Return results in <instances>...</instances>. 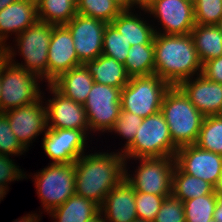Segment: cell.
Here are the masks:
<instances>
[{
    "label": "cell",
    "instance_id": "8d00e7d4",
    "mask_svg": "<svg viewBox=\"0 0 222 222\" xmlns=\"http://www.w3.org/2000/svg\"><path fill=\"white\" fill-rule=\"evenodd\" d=\"M153 222H186L183 202L172 194L167 196Z\"/></svg>",
    "mask_w": 222,
    "mask_h": 222
},
{
    "label": "cell",
    "instance_id": "2e32d148",
    "mask_svg": "<svg viewBox=\"0 0 222 222\" xmlns=\"http://www.w3.org/2000/svg\"><path fill=\"white\" fill-rule=\"evenodd\" d=\"M50 91L54 94L46 107L47 126L50 129H76L85 134L89 131L84 105L77 103L58 92L51 84ZM49 121L51 124L49 125Z\"/></svg>",
    "mask_w": 222,
    "mask_h": 222
},
{
    "label": "cell",
    "instance_id": "4fadbf2b",
    "mask_svg": "<svg viewBox=\"0 0 222 222\" xmlns=\"http://www.w3.org/2000/svg\"><path fill=\"white\" fill-rule=\"evenodd\" d=\"M147 12L160 19L164 32L159 34L186 35L196 25L191 0H154Z\"/></svg>",
    "mask_w": 222,
    "mask_h": 222
},
{
    "label": "cell",
    "instance_id": "f907efd6",
    "mask_svg": "<svg viewBox=\"0 0 222 222\" xmlns=\"http://www.w3.org/2000/svg\"><path fill=\"white\" fill-rule=\"evenodd\" d=\"M132 222H149V221H145V220H141V219H136V220H133Z\"/></svg>",
    "mask_w": 222,
    "mask_h": 222
},
{
    "label": "cell",
    "instance_id": "681fc988",
    "mask_svg": "<svg viewBox=\"0 0 222 222\" xmlns=\"http://www.w3.org/2000/svg\"><path fill=\"white\" fill-rule=\"evenodd\" d=\"M217 26L219 27L220 31L222 32V17L220 18V21L218 22Z\"/></svg>",
    "mask_w": 222,
    "mask_h": 222
},
{
    "label": "cell",
    "instance_id": "ba28073f",
    "mask_svg": "<svg viewBox=\"0 0 222 222\" xmlns=\"http://www.w3.org/2000/svg\"><path fill=\"white\" fill-rule=\"evenodd\" d=\"M35 175L37 193L48 213L75 195L74 163H51Z\"/></svg>",
    "mask_w": 222,
    "mask_h": 222
},
{
    "label": "cell",
    "instance_id": "603a6c76",
    "mask_svg": "<svg viewBox=\"0 0 222 222\" xmlns=\"http://www.w3.org/2000/svg\"><path fill=\"white\" fill-rule=\"evenodd\" d=\"M129 10H123L111 23L124 36L131 46L153 44L155 29Z\"/></svg>",
    "mask_w": 222,
    "mask_h": 222
},
{
    "label": "cell",
    "instance_id": "44dd1931",
    "mask_svg": "<svg viewBox=\"0 0 222 222\" xmlns=\"http://www.w3.org/2000/svg\"><path fill=\"white\" fill-rule=\"evenodd\" d=\"M93 83L91 74L82 64L62 73L50 84L65 97L84 104Z\"/></svg>",
    "mask_w": 222,
    "mask_h": 222
},
{
    "label": "cell",
    "instance_id": "9a60e30c",
    "mask_svg": "<svg viewBox=\"0 0 222 222\" xmlns=\"http://www.w3.org/2000/svg\"><path fill=\"white\" fill-rule=\"evenodd\" d=\"M85 135L82 130L47 128L43 149L52 163H74L84 153Z\"/></svg>",
    "mask_w": 222,
    "mask_h": 222
},
{
    "label": "cell",
    "instance_id": "7dc6e473",
    "mask_svg": "<svg viewBox=\"0 0 222 222\" xmlns=\"http://www.w3.org/2000/svg\"><path fill=\"white\" fill-rule=\"evenodd\" d=\"M6 51L4 47H0V66L3 63V61L6 59Z\"/></svg>",
    "mask_w": 222,
    "mask_h": 222
},
{
    "label": "cell",
    "instance_id": "ee69618b",
    "mask_svg": "<svg viewBox=\"0 0 222 222\" xmlns=\"http://www.w3.org/2000/svg\"><path fill=\"white\" fill-rule=\"evenodd\" d=\"M103 213L101 211H99L95 216H93L91 219L87 220L86 222H107L105 219V216L102 215Z\"/></svg>",
    "mask_w": 222,
    "mask_h": 222
},
{
    "label": "cell",
    "instance_id": "277c9868",
    "mask_svg": "<svg viewBox=\"0 0 222 222\" xmlns=\"http://www.w3.org/2000/svg\"><path fill=\"white\" fill-rule=\"evenodd\" d=\"M133 143L122 150L127 158L175 157L178 147L173 143L168 124L161 111L143 119Z\"/></svg>",
    "mask_w": 222,
    "mask_h": 222
},
{
    "label": "cell",
    "instance_id": "7a4b0ae2",
    "mask_svg": "<svg viewBox=\"0 0 222 222\" xmlns=\"http://www.w3.org/2000/svg\"><path fill=\"white\" fill-rule=\"evenodd\" d=\"M154 37V74L178 86L182 81L201 74L200 62L191 34H159Z\"/></svg>",
    "mask_w": 222,
    "mask_h": 222
},
{
    "label": "cell",
    "instance_id": "d590c367",
    "mask_svg": "<svg viewBox=\"0 0 222 222\" xmlns=\"http://www.w3.org/2000/svg\"><path fill=\"white\" fill-rule=\"evenodd\" d=\"M26 149L17 140L16 135L10 129L9 120L4 113H0V154L20 155Z\"/></svg>",
    "mask_w": 222,
    "mask_h": 222
},
{
    "label": "cell",
    "instance_id": "60d3db41",
    "mask_svg": "<svg viewBox=\"0 0 222 222\" xmlns=\"http://www.w3.org/2000/svg\"><path fill=\"white\" fill-rule=\"evenodd\" d=\"M213 220L222 222V198H217V204L213 213Z\"/></svg>",
    "mask_w": 222,
    "mask_h": 222
},
{
    "label": "cell",
    "instance_id": "8992f818",
    "mask_svg": "<svg viewBox=\"0 0 222 222\" xmlns=\"http://www.w3.org/2000/svg\"><path fill=\"white\" fill-rule=\"evenodd\" d=\"M170 87L168 82L155 74L130 77L121 89V110L143 119L156 114L161 111L164 95Z\"/></svg>",
    "mask_w": 222,
    "mask_h": 222
},
{
    "label": "cell",
    "instance_id": "bcb514c9",
    "mask_svg": "<svg viewBox=\"0 0 222 222\" xmlns=\"http://www.w3.org/2000/svg\"><path fill=\"white\" fill-rule=\"evenodd\" d=\"M18 0H0V11L5 8L6 6L10 5L11 3H14Z\"/></svg>",
    "mask_w": 222,
    "mask_h": 222
},
{
    "label": "cell",
    "instance_id": "836d02e7",
    "mask_svg": "<svg viewBox=\"0 0 222 222\" xmlns=\"http://www.w3.org/2000/svg\"><path fill=\"white\" fill-rule=\"evenodd\" d=\"M167 196L170 195H155L135 191L136 214L138 219L153 222Z\"/></svg>",
    "mask_w": 222,
    "mask_h": 222
},
{
    "label": "cell",
    "instance_id": "7c38bea8",
    "mask_svg": "<svg viewBox=\"0 0 222 222\" xmlns=\"http://www.w3.org/2000/svg\"><path fill=\"white\" fill-rule=\"evenodd\" d=\"M174 158L176 166L183 173L211 185L222 175V155L200 149L195 144L179 147Z\"/></svg>",
    "mask_w": 222,
    "mask_h": 222
},
{
    "label": "cell",
    "instance_id": "ac0fdd59",
    "mask_svg": "<svg viewBox=\"0 0 222 222\" xmlns=\"http://www.w3.org/2000/svg\"><path fill=\"white\" fill-rule=\"evenodd\" d=\"M196 109L206 116L222 115V84L213 82L199 74L178 85Z\"/></svg>",
    "mask_w": 222,
    "mask_h": 222
},
{
    "label": "cell",
    "instance_id": "b9f144b4",
    "mask_svg": "<svg viewBox=\"0 0 222 222\" xmlns=\"http://www.w3.org/2000/svg\"><path fill=\"white\" fill-rule=\"evenodd\" d=\"M212 193L217 198H222V175L212 185Z\"/></svg>",
    "mask_w": 222,
    "mask_h": 222
},
{
    "label": "cell",
    "instance_id": "e0dca14e",
    "mask_svg": "<svg viewBox=\"0 0 222 222\" xmlns=\"http://www.w3.org/2000/svg\"><path fill=\"white\" fill-rule=\"evenodd\" d=\"M80 65L69 29L65 25H54L48 49V84Z\"/></svg>",
    "mask_w": 222,
    "mask_h": 222
},
{
    "label": "cell",
    "instance_id": "7bdbcfd3",
    "mask_svg": "<svg viewBox=\"0 0 222 222\" xmlns=\"http://www.w3.org/2000/svg\"><path fill=\"white\" fill-rule=\"evenodd\" d=\"M28 216H24L23 218H20V220H16L14 222H38L40 218L36 214H27Z\"/></svg>",
    "mask_w": 222,
    "mask_h": 222
},
{
    "label": "cell",
    "instance_id": "8fae6325",
    "mask_svg": "<svg viewBox=\"0 0 222 222\" xmlns=\"http://www.w3.org/2000/svg\"><path fill=\"white\" fill-rule=\"evenodd\" d=\"M65 26L69 29L79 62L84 64L102 55L105 21L76 14Z\"/></svg>",
    "mask_w": 222,
    "mask_h": 222
},
{
    "label": "cell",
    "instance_id": "ffe728a7",
    "mask_svg": "<svg viewBox=\"0 0 222 222\" xmlns=\"http://www.w3.org/2000/svg\"><path fill=\"white\" fill-rule=\"evenodd\" d=\"M37 21L36 0H18L3 8L0 11V47L7 45L8 33L18 35Z\"/></svg>",
    "mask_w": 222,
    "mask_h": 222
},
{
    "label": "cell",
    "instance_id": "5b68a950",
    "mask_svg": "<svg viewBox=\"0 0 222 222\" xmlns=\"http://www.w3.org/2000/svg\"><path fill=\"white\" fill-rule=\"evenodd\" d=\"M53 26V24L38 20L17 35V46H19L18 48L26 64L13 62L14 52L10 46H5L7 59L13 65L34 73L41 81L45 78L48 82V49Z\"/></svg>",
    "mask_w": 222,
    "mask_h": 222
},
{
    "label": "cell",
    "instance_id": "f6af8a7d",
    "mask_svg": "<svg viewBox=\"0 0 222 222\" xmlns=\"http://www.w3.org/2000/svg\"><path fill=\"white\" fill-rule=\"evenodd\" d=\"M116 3L122 10H127V0H112Z\"/></svg>",
    "mask_w": 222,
    "mask_h": 222
},
{
    "label": "cell",
    "instance_id": "6da1fadb",
    "mask_svg": "<svg viewBox=\"0 0 222 222\" xmlns=\"http://www.w3.org/2000/svg\"><path fill=\"white\" fill-rule=\"evenodd\" d=\"M125 159L121 153L82 154L75 162V194L99 207L106 195L125 177Z\"/></svg>",
    "mask_w": 222,
    "mask_h": 222
},
{
    "label": "cell",
    "instance_id": "e575fe53",
    "mask_svg": "<svg viewBox=\"0 0 222 222\" xmlns=\"http://www.w3.org/2000/svg\"><path fill=\"white\" fill-rule=\"evenodd\" d=\"M142 121L143 118L140 116L121 110L119 117L115 120V123L109 132L114 131L119 133V135L127 140L124 147V150H126L133 143L137 133L136 130L142 124Z\"/></svg>",
    "mask_w": 222,
    "mask_h": 222
},
{
    "label": "cell",
    "instance_id": "7402d4cb",
    "mask_svg": "<svg viewBox=\"0 0 222 222\" xmlns=\"http://www.w3.org/2000/svg\"><path fill=\"white\" fill-rule=\"evenodd\" d=\"M95 83L122 89L130 80L126 68L113 57L100 55L83 64Z\"/></svg>",
    "mask_w": 222,
    "mask_h": 222
},
{
    "label": "cell",
    "instance_id": "f35d334b",
    "mask_svg": "<svg viewBox=\"0 0 222 222\" xmlns=\"http://www.w3.org/2000/svg\"><path fill=\"white\" fill-rule=\"evenodd\" d=\"M201 74L210 81L222 84V56L204 62Z\"/></svg>",
    "mask_w": 222,
    "mask_h": 222
},
{
    "label": "cell",
    "instance_id": "d6a6232c",
    "mask_svg": "<svg viewBox=\"0 0 222 222\" xmlns=\"http://www.w3.org/2000/svg\"><path fill=\"white\" fill-rule=\"evenodd\" d=\"M195 23L217 25L222 17V0H193Z\"/></svg>",
    "mask_w": 222,
    "mask_h": 222
},
{
    "label": "cell",
    "instance_id": "9c48e42d",
    "mask_svg": "<svg viewBox=\"0 0 222 222\" xmlns=\"http://www.w3.org/2000/svg\"><path fill=\"white\" fill-rule=\"evenodd\" d=\"M141 162L134 177L125 167V179L135 191L155 195H171L174 157L138 158ZM129 174V175H128Z\"/></svg>",
    "mask_w": 222,
    "mask_h": 222
},
{
    "label": "cell",
    "instance_id": "4316f807",
    "mask_svg": "<svg viewBox=\"0 0 222 222\" xmlns=\"http://www.w3.org/2000/svg\"><path fill=\"white\" fill-rule=\"evenodd\" d=\"M212 193V185L203 179L183 173L175 166L172 175L171 194L179 200L186 201Z\"/></svg>",
    "mask_w": 222,
    "mask_h": 222
},
{
    "label": "cell",
    "instance_id": "4dcf8cb0",
    "mask_svg": "<svg viewBox=\"0 0 222 222\" xmlns=\"http://www.w3.org/2000/svg\"><path fill=\"white\" fill-rule=\"evenodd\" d=\"M216 204L213 193L183 201L186 222H211Z\"/></svg>",
    "mask_w": 222,
    "mask_h": 222
},
{
    "label": "cell",
    "instance_id": "ab89813d",
    "mask_svg": "<svg viewBox=\"0 0 222 222\" xmlns=\"http://www.w3.org/2000/svg\"><path fill=\"white\" fill-rule=\"evenodd\" d=\"M154 0H127V10H131V8L136 5L141 7V10L143 9L144 11H147L153 3Z\"/></svg>",
    "mask_w": 222,
    "mask_h": 222
},
{
    "label": "cell",
    "instance_id": "484cf974",
    "mask_svg": "<svg viewBox=\"0 0 222 222\" xmlns=\"http://www.w3.org/2000/svg\"><path fill=\"white\" fill-rule=\"evenodd\" d=\"M77 0H36L38 20L65 25L77 14Z\"/></svg>",
    "mask_w": 222,
    "mask_h": 222
},
{
    "label": "cell",
    "instance_id": "d4e9b609",
    "mask_svg": "<svg viewBox=\"0 0 222 222\" xmlns=\"http://www.w3.org/2000/svg\"><path fill=\"white\" fill-rule=\"evenodd\" d=\"M99 211L96 203L75 194L49 213L57 220L55 222H86Z\"/></svg>",
    "mask_w": 222,
    "mask_h": 222
},
{
    "label": "cell",
    "instance_id": "c3c4849f",
    "mask_svg": "<svg viewBox=\"0 0 222 222\" xmlns=\"http://www.w3.org/2000/svg\"><path fill=\"white\" fill-rule=\"evenodd\" d=\"M7 189H8L7 187H4V186L0 185V201H1L2 198L5 197L4 195H6V192H7L6 190Z\"/></svg>",
    "mask_w": 222,
    "mask_h": 222
},
{
    "label": "cell",
    "instance_id": "52a82bcc",
    "mask_svg": "<svg viewBox=\"0 0 222 222\" xmlns=\"http://www.w3.org/2000/svg\"><path fill=\"white\" fill-rule=\"evenodd\" d=\"M36 79L40 78L6 58L0 66V113L31 104L42 97Z\"/></svg>",
    "mask_w": 222,
    "mask_h": 222
},
{
    "label": "cell",
    "instance_id": "cb8c5ba5",
    "mask_svg": "<svg viewBox=\"0 0 222 222\" xmlns=\"http://www.w3.org/2000/svg\"><path fill=\"white\" fill-rule=\"evenodd\" d=\"M190 34L202 64L222 56V32L217 25L196 24Z\"/></svg>",
    "mask_w": 222,
    "mask_h": 222
},
{
    "label": "cell",
    "instance_id": "5bb4252c",
    "mask_svg": "<svg viewBox=\"0 0 222 222\" xmlns=\"http://www.w3.org/2000/svg\"><path fill=\"white\" fill-rule=\"evenodd\" d=\"M41 99L40 97L36 102L4 112L10 129L26 150L33 138L46 132L45 129L48 128L46 106L43 107Z\"/></svg>",
    "mask_w": 222,
    "mask_h": 222
},
{
    "label": "cell",
    "instance_id": "3957f363",
    "mask_svg": "<svg viewBox=\"0 0 222 222\" xmlns=\"http://www.w3.org/2000/svg\"><path fill=\"white\" fill-rule=\"evenodd\" d=\"M161 112L168 124L172 141L178 148L196 144L205 116L196 109L179 86H171L167 90Z\"/></svg>",
    "mask_w": 222,
    "mask_h": 222
},
{
    "label": "cell",
    "instance_id": "1f68e13d",
    "mask_svg": "<svg viewBox=\"0 0 222 222\" xmlns=\"http://www.w3.org/2000/svg\"><path fill=\"white\" fill-rule=\"evenodd\" d=\"M131 45L112 23H107L103 34L102 55L113 57L125 64Z\"/></svg>",
    "mask_w": 222,
    "mask_h": 222
},
{
    "label": "cell",
    "instance_id": "f1b7e54d",
    "mask_svg": "<svg viewBox=\"0 0 222 222\" xmlns=\"http://www.w3.org/2000/svg\"><path fill=\"white\" fill-rule=\"evenodd\" d=\"M195 145L222 155V115L204 117Z\"/></svg>",
    "mask_w": 222,
    "mask_h": 222
},
{
    "label": "cell",
    "instance_id": "30bf717a",
    "mask_svg": "<svg viewBox=\"0 0 222 222\" xmlns=\"http://www.w3.org/2000/svg\"><path fill=\"white\" fill-rule=\"evenodd\" d=\"M121 89L93 83L86 102L83 104L90 131H109L121 111Z\"/></svg>",
    "mask_w": 222,
    "mask_h": 222
},
{
    "label": "cell",
    "instance_id": "83f0119b",
    "mask_svg": "<svg viewBox=\"0 0 222 222\" xmlns=\"http://www.w3.org/2000/svg\"><path fill=\"white\" fill-rule=\"evenodd\" d=\"M124 66L130 77L154 74V43L131 46Z\"/></svg>",
    "mask_w": 222,
    "mask_h": 222
},
{
    "label": "cell",
    "instance_id": "d6986e66",
    "mask_svg": "<svg viewBox=\"0 0 222 222\" xmlns=\"http://www.w3.org/2000/svg\"><path fill=\"white\" fill-rule=\"evenodd\" d=\"M100 211L107 222H132L138 219L135 190L125 177L106 195Z\"/></svg>",
    "mask_w": 222,
    "mask_h": 222
},
{
    "label": "cell",
    "instance_id": "f546056e",
    "mask_svg": "<svg viewBox=\"0 0 222 222\" xmlns=\"http://www.w3.org/2000/svg\"><path fill=\"white\" fill-rule=\"evenodd\" d=\"M77 13L111 23L123 10L112 0H77Z\"/></svg>",
    "mask_w": 222,
    "mask_h": 222
},
{
    "label": "cell",
    "instance_id": "74e56055",
    "mask_svg": "<svg viewBox=\"0 0 222 222\" xmlns=\"http://www.w3.org/2000/svg\"><path fill=\"white\" fill-rule=\"evenodd\" d=\"M25 174L7 155L0 154V185L7 187V182L25 178Z\"/></svg>",
    "mask_w": 222,
    "mask_h": 222
}]
</instances>
